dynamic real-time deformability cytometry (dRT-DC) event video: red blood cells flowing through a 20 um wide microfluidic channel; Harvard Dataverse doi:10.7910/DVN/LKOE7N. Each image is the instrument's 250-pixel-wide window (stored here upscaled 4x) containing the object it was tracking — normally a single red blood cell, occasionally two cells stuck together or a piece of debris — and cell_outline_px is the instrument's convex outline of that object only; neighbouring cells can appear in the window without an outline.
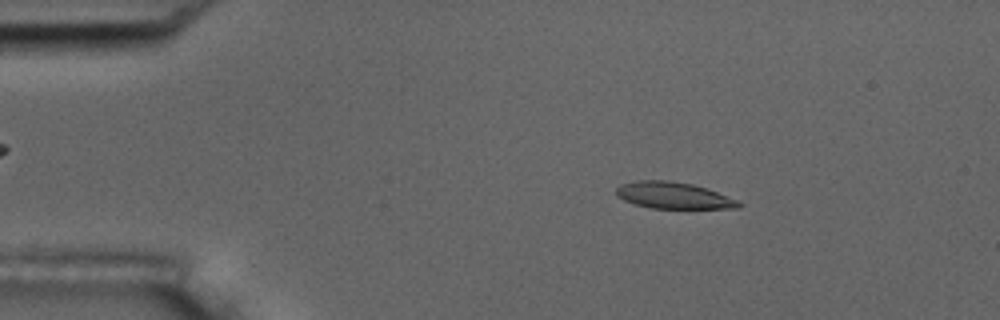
{"species": "common noctule bat (a hibernating species)", "species_latin": "Nyctalus noctula", "temperature_condition": "room temperature", "stored_images_in_passage": 55, "camera_frame_rate_fps": 3000, "um_per_image_px": 0.085, "animal": {"sex": "male", "body_mass_g": 17.5, "forearm_length_mm": 52.3}, "frame": {"image": 1, "passage_image": 9, "time_ms": 2.667, "image_size_px": [1000, 320], "cell_outline_px": [[744, 204], [740, 208], [652, 208], [636, 204], [624, 200], [616, 196], [616, 188], [620, 184], [636, 180], [664, 180], [692, 184], [708, 188], [740, 200]], "centroid_in_image_um": [57.29, 16.61], "position_along_channel_um": 27.7, "area_um2": 19.13}}
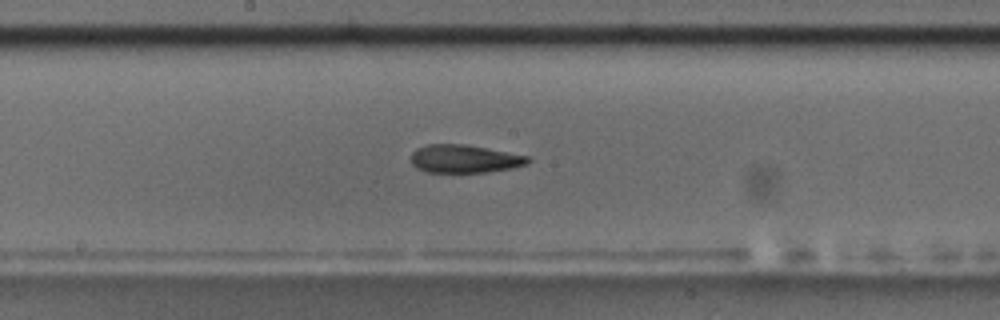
{"frame": {"image": 2, "passage_image": 29, "time_ms": 9.333, "image_size_px": [1000, 320], "cell_outline_px": [[532, 160], [528, 164], [512, 168], [488, 172], [428, 172], [416, 168], [412, 164], [412, 152], [416, 148], [428, 144], [464, 144], [528, 156]], "centroid_in_image_um": [39.48, 13.5], "position_along_channel_um": 208.7, "area_um2": 19.07}}
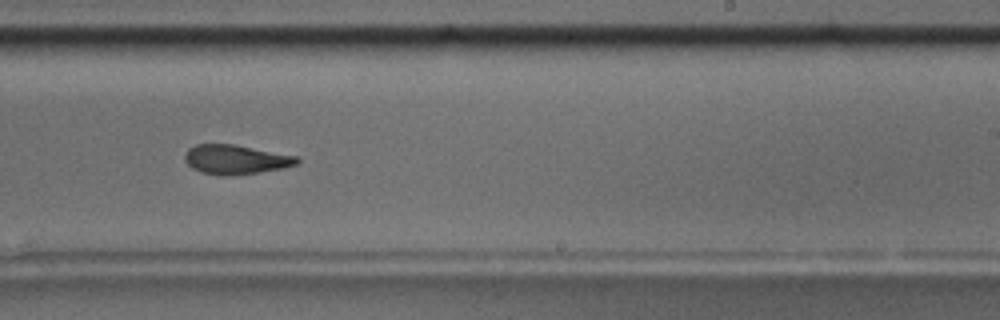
{"frame": {"image": 3, "passage_image": 34, "time_ms": 11.0, "image_size_px": [1000, 320], "cell_outline_px": [[300, 160], [296, 164], [284, 168], [260, 172], [228, 176], [220, 176], [200, 172], [192, 168], [184, 160], [184, 152], [188, 148], [196, 144], [232, 144], [296, 156]], "centroid_in_image_um": [19.98, 13.56], "position_along_channel_um": 269.0, "area_um2": 19.25}, "authors_computed_cell_mechanics": {"area_um2": 19.652, "velocity_mm_per_s": 3.6213, "shape_relaxation_time_tau1_ms": 8.0619, "shape_relaxation_time_tau2_ms": 3.6681, "deformation_change_tau1": 0.2208, "deformation_change_tau2": 0.1198}}